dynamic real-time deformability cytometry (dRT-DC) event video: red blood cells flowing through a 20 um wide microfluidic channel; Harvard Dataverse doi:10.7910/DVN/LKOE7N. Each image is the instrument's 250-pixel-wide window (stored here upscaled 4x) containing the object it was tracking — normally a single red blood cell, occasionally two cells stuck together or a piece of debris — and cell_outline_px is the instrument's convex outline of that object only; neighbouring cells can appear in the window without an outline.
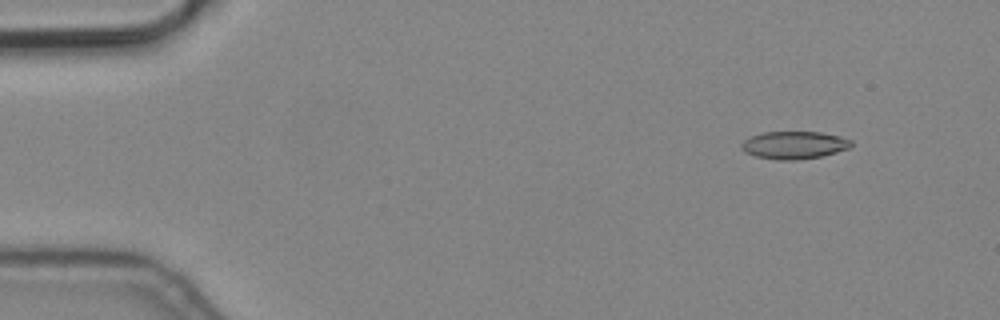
{"species": "common noctule bat (a hibernating species)", "species_latin": "Nyctalus noctula", "temperature_condition": "cold", "stored_images_in_passage": 4, "camera_frame_rate_fps": 3000, "um_per_image_px": 0.085, "animal": {"sex": "male", "body_mass_g": 19.2, "forearm_length_mm": 51.8}, "frame": {"image": 1, "passage_image": 2, "time_ms": 0.333, "image_size_px": [1000, 320], "cell_outline_px": [[852, 144], [848, 148], [836, 152], [820, 156], [796, 160], [780, 160], [756, 156], [744, 152], [740, 144], [744, 140], [752, 136], [764, 132], [820, 132], [840, 136], [852, 140]], "centroid_in_image_um": [67.49, 12.33], "position_along_channel_um": 17.5, "area_um2": 17.51}}